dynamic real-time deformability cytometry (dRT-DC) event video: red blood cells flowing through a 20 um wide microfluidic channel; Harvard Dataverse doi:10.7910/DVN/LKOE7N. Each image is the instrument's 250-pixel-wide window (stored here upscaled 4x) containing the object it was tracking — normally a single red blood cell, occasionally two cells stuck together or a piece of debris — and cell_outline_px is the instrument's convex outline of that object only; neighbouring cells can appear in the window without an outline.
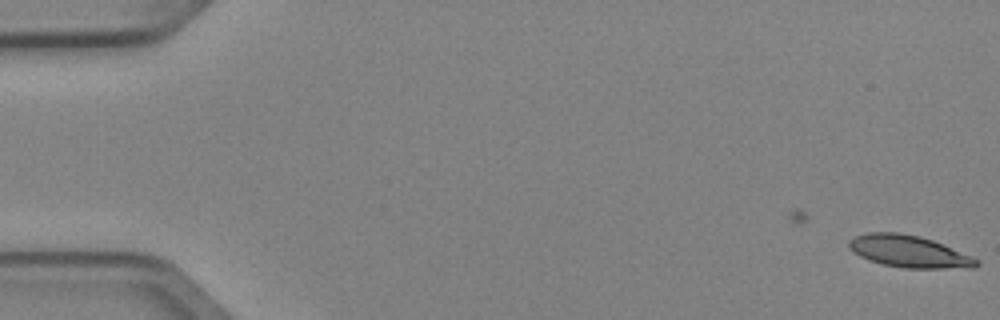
{"species": "Egyptian fruit bat (a non-hibernating species)", "species_latin": "Rousettus aegyptiacus", "temperature_condition": "cold", "stored_images_in_passage": 2, "camera_frame_rate_fps": 3000, "um_per_image_px": 0.085, "animal": {"sex": "female"}, "frame": {"image": 1, "passage_image": 2, "time_ms": 0.333, "image_size_px": [1000, 320], "cell_outline_px": [[980, 264], [976, 268], [904, 268], [884, 264], [868, 260], [852, 252], [848, 248], [848, 240], [856, 236], [868, 232], [896, 232], [920, 236], [932, 240], [972, 256], [980, 260]], "centroid_in_image_um": [77.26, 21.37], "position_along_channel_um": 7.7, "area_um2": 23.87}}